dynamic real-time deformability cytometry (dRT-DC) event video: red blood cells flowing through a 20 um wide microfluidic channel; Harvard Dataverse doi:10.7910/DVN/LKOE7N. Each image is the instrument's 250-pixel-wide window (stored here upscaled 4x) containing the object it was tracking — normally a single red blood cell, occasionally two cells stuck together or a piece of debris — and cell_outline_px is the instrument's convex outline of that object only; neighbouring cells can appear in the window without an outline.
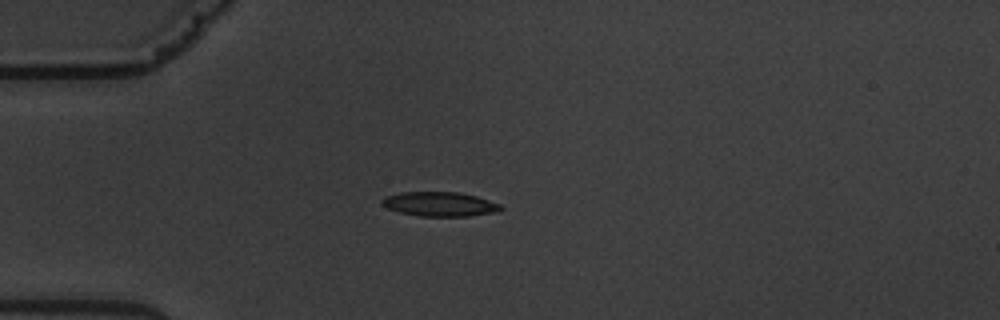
{"species": "common noctule bat (a hibernating species)", "species_latin": "Nyctalus noctula", "temperature_condition": "warm", "stored_images_in_passage": 10, "camera_frame_rate_fps": 3000, "um_per_image_px": 0.085, "animal": {"sex": "male", "body_mass_g": 19.5, "forearm_length_mm": 54.6}, "frame": {"image": 1, "passage_image": 4, "time_ms": 4.333, "image_size_px": [1000, 320], "cell_outline_px": [[504, 208], [500, 212], [468, 216], [420, 216], [400, 212], [388, 208], [380, 204], [380, 200], [384, 196], [400, 192], [460, 192], [476, 196], [500, 204]], "centroid_in_image_um": [37.38, 17.34], "position_along_channel_um": 47.6, "area_um2": 17.05}}
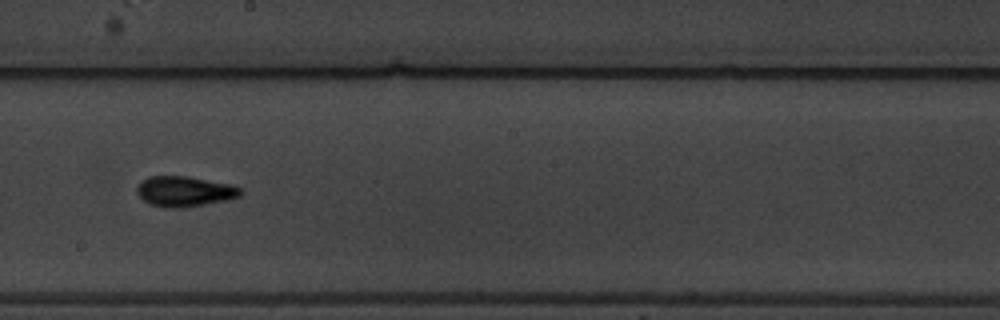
{"frame": {"image": 2, "passage_image": 9, "time_ms": 10.0, "image_size_px": [1000, 320], "cell_outline_px": [[244, 192], [240, 196], [228, 200], [180, 208], [168, 208], [148, 204], [136, 192], [136, 184], [140, 180], [148, 176], [188, 176], [232, 184], [240, 188]], "centroid_in_image_um": [15.67, 16.26], "position_along_channel_um": 232.5, "area_um2": 18.61}}
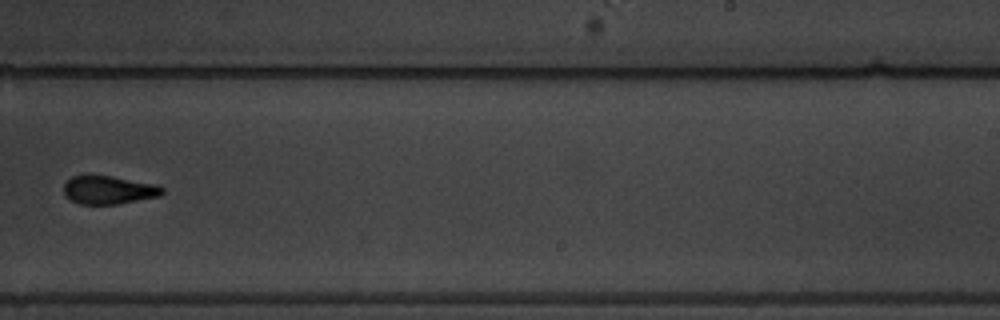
{"frame": {"image": 3, "passage_image": 10, "time_ms": 11.333, "image_size_px": [1000, 320], "cell_outline_px": [[164, 192], [160, 196], [116, 204], [80, 204], [64, 196], [64, 184], [72, 176], [88, 172], [112, 176], [156, 184], [164, 188]], "centroid_in_image_um": [9.2, 16.1], "position_along_channel_um": 279.8, "area_um2": 16.7}}